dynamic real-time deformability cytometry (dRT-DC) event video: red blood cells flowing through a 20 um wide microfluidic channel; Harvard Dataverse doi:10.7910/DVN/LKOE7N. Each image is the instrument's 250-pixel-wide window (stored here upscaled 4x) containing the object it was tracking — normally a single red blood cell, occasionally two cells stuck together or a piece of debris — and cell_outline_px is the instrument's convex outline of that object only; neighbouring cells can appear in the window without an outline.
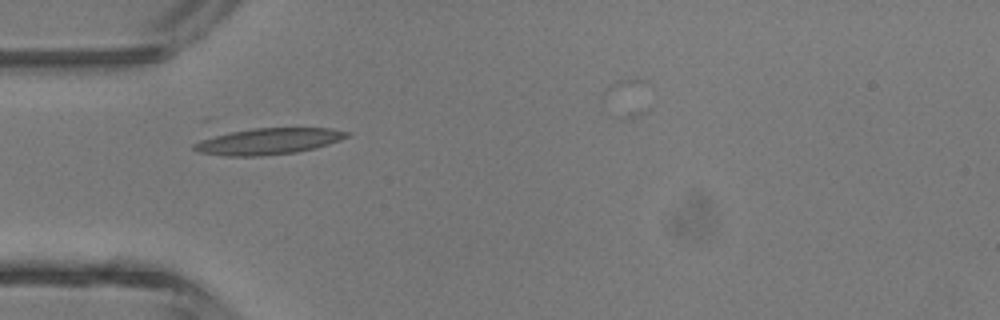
{"species": "common noctule bat (a hibernating species)", "species_latin": "Nyctalus noctula", "temperature_condition": "room temperature", "stored_images_in_passage": 2, "camera_frame_rate_fps": 3000, "um_per_image_px": 0.085, "animal": {"sex": "male", "body_mass_g": 13.3}, "frame": {"image": 1, "passage_image": 1, "time_ms": 0.0, "image_size_px": [1000, 320], "cell_outline_px": [[352, 132], [348, 136], [340, 140], [316, 148], [296, 152], [260, 156], [224, 156], [196, 152], [192, 148], [192, 144], [208, 136], [252, 128], [332, 128]], "centroid_in_image_um": [22.77, 12.01], "position_along_channel_um": 62.2, "area_um2": 23.7}}
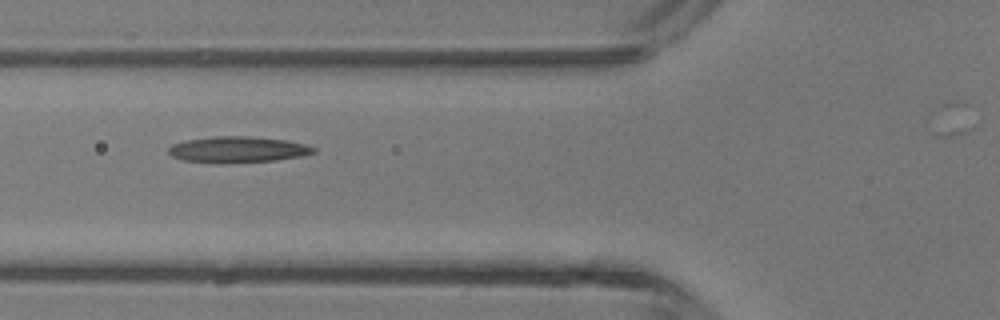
{"frame": {"image": 2, "passage_image": 2, "time_ms": 1.0, "image_size_px": [1000, 320], "cell_outline_px": [[316, 152], [300, 156], [276, 160], [220, 164], [184, 160], [172, 156], [168, 152], [168, 148], [172, 144], [188, 140], [212, 136], [248, 136], [284, 140], [304, 144], [316, 148]], "centroid_in_image_um": [20.18, 12.72], "position_along_channel_um": 105.6, "area_um2": 22.02}}